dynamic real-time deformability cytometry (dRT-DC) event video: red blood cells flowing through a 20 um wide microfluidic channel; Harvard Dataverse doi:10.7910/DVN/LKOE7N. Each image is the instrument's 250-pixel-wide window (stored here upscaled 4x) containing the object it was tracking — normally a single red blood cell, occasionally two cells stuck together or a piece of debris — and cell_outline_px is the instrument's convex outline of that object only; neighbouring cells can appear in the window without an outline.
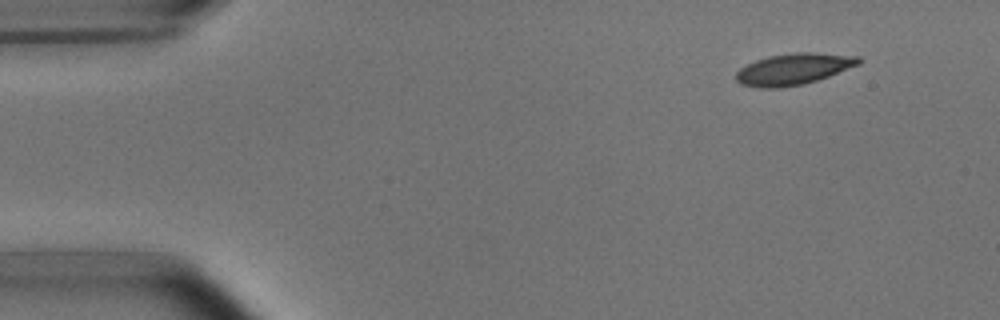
{"species": "common noctule bat (a hibernating species)", "species_latin": "Nyctalus noctula", "temperature_condition": "room temperature", "stored_images_in_passage": 4, "camera_frame_rate_fps": 3000, "um_per_image_px": 0.085, "animal": {"sex": "male", "body_mass_g": 15.6}, "frame": {"image": 1, "passage_image": 1, "time_ms": 0.0, "image_size_px": [1000, 320], "cell_outline_px": [[864, 60], [860, 64], [828, 76], [804, 84], [780, 88], [756, 88], [740, 84], [736, 80], [736, 72], [740, 68], [756, 60], [768, 56], [796, 52], [812, 52], [860, 56]], "centroid_in_image_um": [67.46, 5.87], "position_along_channel_um": 17.5, "area_um2": 22.54}}
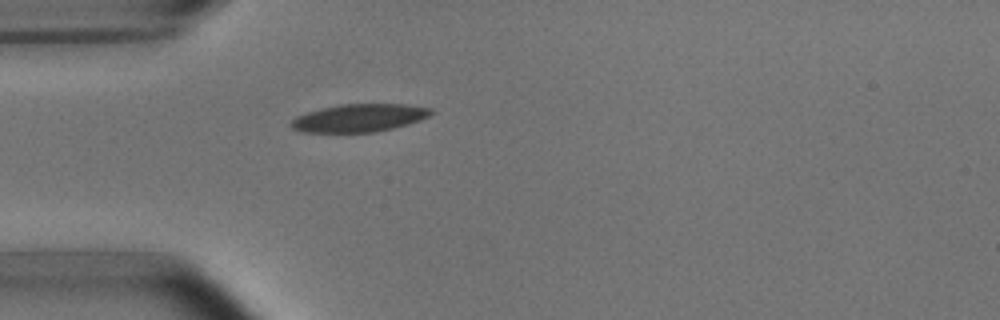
{"frame": {"image": 2, "passage_image": 4, "time_ms": 3.333, "image_size_px": [1000, 320], "cell_outline_px": [[432, 112], [428, 116], [420, 120], [408, 124], [376, 132], [304, 132], [292, 128], [288, 124], [296, 116], [308, 112], [340, 104], [404, 104], [432, 108]], "centroid_in_image_um": [30.52, 10.02], "position_along_channel_um": 54.5, "area_um2": 22.54}}